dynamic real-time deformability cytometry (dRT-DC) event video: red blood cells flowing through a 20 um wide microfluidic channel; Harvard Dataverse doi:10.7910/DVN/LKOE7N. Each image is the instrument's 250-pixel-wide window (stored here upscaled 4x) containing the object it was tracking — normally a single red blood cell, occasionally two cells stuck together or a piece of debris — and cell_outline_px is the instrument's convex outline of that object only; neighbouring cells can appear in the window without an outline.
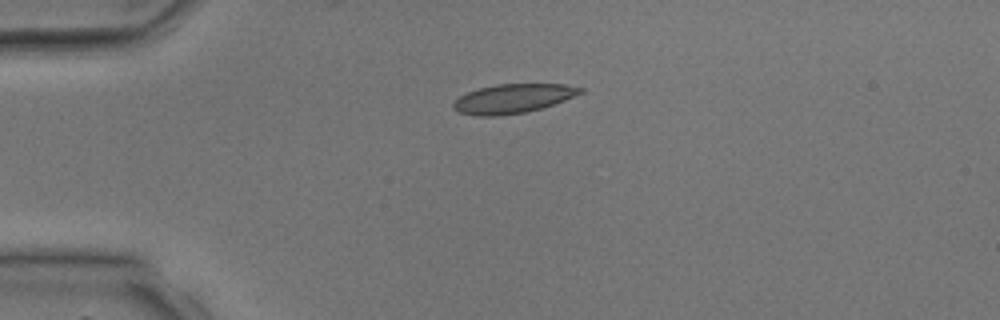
{"species": "common noctule bat (a hibernating species)", "species_latin": "Nyctalus noctula", "temperature_condition": "room temperature", "stored_images_in_passage": 4, "camera_frame_rate_fps": 3000, "um_per_image_px": 0.085, "animal": {"sex": "male", "body_mass_g": 17.9, "forearm_length_mm": 54.2}, "frame": {"image": 1, "passage_image": 4, "time_ms": 3.667, "image_size_px": [1000, 320], "cell_outline_px": [[584, 92], [564, 100], [528, 112], [500, 116], [476, 116], [460, 112], [452, 108], [452, 104], [460, 96], [468, 92], [480, 88], [496, 84], [564, 84], [584, 88]], "centroid_in_image_um": [43.6, 8.38], "position_along_channel_um": 41.4, "area_um2": 21.5}}